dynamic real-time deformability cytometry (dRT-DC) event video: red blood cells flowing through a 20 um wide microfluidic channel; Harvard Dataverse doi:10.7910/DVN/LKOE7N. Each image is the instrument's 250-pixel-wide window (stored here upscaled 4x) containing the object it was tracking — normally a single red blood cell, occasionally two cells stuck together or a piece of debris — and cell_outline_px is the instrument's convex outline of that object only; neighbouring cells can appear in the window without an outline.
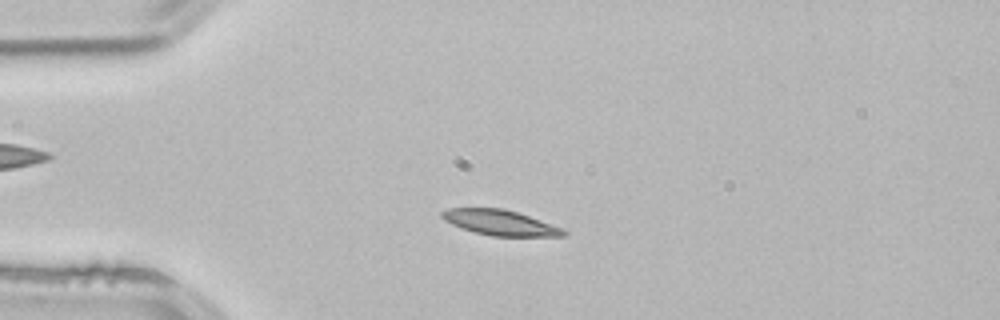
{"species": "common noctule bat (a hibernating species)", "species_latin": "Nyctalus noctula", "temperature_condition": "room temperature", "stored_images_in_passage": 2, "camera_frame_rate_fps": 3000, "um_per_image_px": 0.085, "animal": {"sex": "male", "body_mass_g": 21.5, "forearm_length_mm": 52.0}, "frame": {"image": 1, "passage_image": 1, "time_ms": 0.0, "image_size_px": [1000, 320], "cell_outline_px": [[568, 232], [564, 236], [492, 236], [460, 228], [444, 220], [440, 216], [440, 212], [448, 208], [504, 208], [528, 216], [560, 228]], "centroid_in_image_um": [42.43, 18.92], "position_along_channel_um": 42.6, "area_um2": 17.69}}